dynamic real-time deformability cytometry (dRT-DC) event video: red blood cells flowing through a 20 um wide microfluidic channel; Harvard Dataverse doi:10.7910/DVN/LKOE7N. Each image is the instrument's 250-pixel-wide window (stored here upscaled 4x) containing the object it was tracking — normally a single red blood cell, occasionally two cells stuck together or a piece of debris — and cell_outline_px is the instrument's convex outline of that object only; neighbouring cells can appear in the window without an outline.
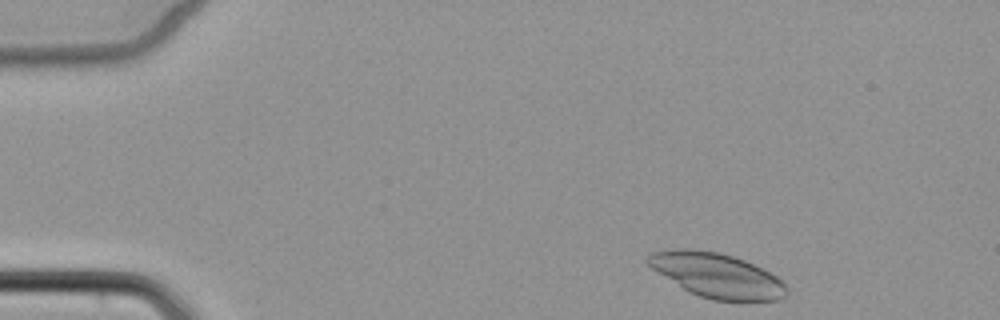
{"species": "common noctule bat (a hibernating species)", "species_latin": "Nyctalus noctula", "temperature_condition": "cold", "stored_images_in_passage": 2, "camera_frame_rate_fps": 3000, "um_per_image_px": 0.085, "animal": {"sex": "female", "body_mass_g": 22.7, "forearm_length_mm": 54.2}, "frame": {"image": 1, "passage_image": 1, "time_ms": 0.0, "image_size_px": [1000, 320], "cell_outline_px": [[788, 292], [784, 296], [776, 300], [712, 300], [688, 292], [652, 268], [644, 260], [652, 252], [676, 248], [688, 248], [720, 252], [744, 260], [784, 280], [788, 288]], "centroid_in_image_um": [60.92, 23.39], "position_along_channel_um": 24.1, "area_um2": 35.78}}